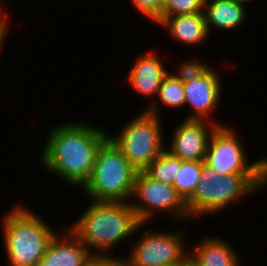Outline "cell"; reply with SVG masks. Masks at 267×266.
Wrapping results in <instances>:
<instances>
[{
	"mask_svg": "<svg viewBox=\"0 0 267 266\" xmlns=\"http://www.w3.org/2000/svg\"><path fill=\"white\" fill-rule=\"evenodd\" d=\"M50 130L40 162L49 173L83 188L92 174L98 148L109 134L81 122L63 123Z\"/></svg>",
	"mask_w": 267,
	"mask_h": 266,
	"instance_id": "6da1fadb",
	"label": "cell"
},
{
	"mask_svg": "<svg viewBox=\"0 0 267 266\" xmlns=\"http://www.w3.org/2000/svg\"><path fill=\"white\" fill-rule=\"evenodd\" d=\"M144 225L138 220L131 202L92 200L91 205L69 229L92 255H108L110 248Z\"/></svg>",
	"mask_w": 267,
	"mask_h": 266,
	"instance_id": "7a4b0ae2",
	"label": "cell"
},
{
	"mask_svg": "<svg viewBox=\"0 0 267 266\" xmlns=\"http://www.w3.org/2000/svg\"><path fill=\"white\" fill-rule=\"evenodd\" d=\"M267 185V174L220 175L202 161L201 181L185 201L189 216L215 214ZM247 194V195H246ZM209 213V214H208Z\"/></svg>",
	"mask_w": 267,
	"mask_h": 266,
	"instance_id": "3957f363",
	"label": "cell"
},
{
	"mask_svg": "<svg viewBox=\"0 0 267 266\" xmlns=\"http://www.w3.org/2000/svg\"><path fill=\"white\" fill-rule=\"evenodd\" d=\"M2 223L3 243L11 266H37L55 231L39 215L20 205L9 210Z\"/></svg>",
	"mask_w": 267,
	"mask_h": 266,
	"instance_id": "277c9868",
	"label": "cell"
},
{
	"mask_svg": "<svg viewBox=\"0 0 267 266\" xmlns=\"http://www.w3.org/2000/svg\"><path fill=\"white\" fill-rule=\"evenodd\" d=\"M136 173L108 137L98 148L92 174L82 189L93 201L131 202Z\"/></svg>",
	"mask_w": 267,
	"mask_h": 266,
	"instance_id": "5b68a950",
	"label": "cell"
},
{
	"mask_svg": "<svg viewBox=\"0 0 267 266\" xmlns=\"http://www.w3.org/2000/svg\"><path fill=\"white\" fill-rule=\"evenodd\" d=\"M154 103L122 127L119 134L108 136L137 172L144 171L166 149L158 103Z\"/></svg>",
	"mask_w": 267,
	"mask_h": 266,
	"instance_id": "8992f818",
	"label": "cell"
},
{
	"mask_svg": "<svg viewBox=\"0 0 267 266\" xmlns=\"http://www.w3.org/2000/svg\"><path fill=\"white\" fill-rule=\"evenodd\" d=\"M234 129L217 126L212 132L204 163L220 175L267 174V157L248 164L245 149Z\"/></svg>",
	"mask_w": 267,
	"mask_h": 266,
	"instance_id": "52a82bcc",
	"label": "cell"
},
{
	"mask_svg": "<svg viewBox=\"0 0 267 266\" xmlns=\"http://www.w3.org/2000/svg\"><path fill=\"white\" fill-rule=\"evenodd\" d=\"M185 104L192 107V114L185 119L208 120L220 101L222 81L212 67L201 61L182 63Z\"/></svg>",
	"mask_w": 267,
	"mask_h": 266,
	"instance_id": "ba28073f",
	"label": "cell"
},
{
	"mask_svg": "<svg viewBox=\"0 0 267 266\" xmlns=\"http://www.w3.org/2000/svg\"><path fill=\"white\" fill-rule=\"evenodd\" d=\"M132 208L141 224H146L156 210L170 212L177 219L190 217L183 198L173 185L152 179L145 171L135 175Z\"/></svg>",
	"mask_w": 267,
	"mask_h": 266,
	"instance_id": "9c48e42d",
	"label": "cell"
},
{
	"mask_svg": "<svg viewBox=\"0 0 267 266\" xmlns=\"http://www.w3.org/2000/svg\"><path fill=\"white\" fill-rule=\"evenodd\" d=\"M181 232L147 231L131 246L129 266H163L183 260L185 250Z\"/></svg>",
	"mask_w": 267,
	"mask_h": 266,
	"instance_id": "30bf717a",
	"label": "cell"
},
{
	"mask_svg": "<svg viewBox=\"0 0 267 266\" xmlns=\"http://www.w3.org/2000/svg\"><path fill=\"white\" fill-rule=\"evenodd\" d=\"M222 124L208 121L184 119L176 126L168 150L181 161H204L212 132Z\"/></svg>",
	"mask_w": 267,
	"mask_h": 266,
	"instance_id": "8fae6325",
	"label": "cell"
},
{
	"mask_svg": "<svg viewBox=\"0 0 267 266\" xmlns=\"http://www.w3.org/2000/svg\"><path fill=\"white\" fill-rule=\"evenodd\" d=\"M66 230L50 240L37 266H88L92 254L68 227Z\"/></svg>",
	"mask_w": 267,
	"mask_h": 266,
	"instance_id": "7c38bea8",
	"label": "cell"
},
{
	"mask_svg": "<svg viewBox=\"0 0 267 266\" xmlns=\"http://www.w3.org/2000/svg\"><path fill=\"white\" fill-rule=\"evenodd\" d=\"M161 60L154 53L137 58L127 79L136 92L150 98L158 94L162 79L169 73Z\"/></svg>",
	"mask_w": 267,
	"mask_h": 266,
	"instance_id": "4fadbf2b",
	"label": "cell"
},
{
	"mask_svg": "<svg viewBox=\"0 0 267 266\" xmlns=\"http://www.w3.org/2000/svg\"><path fill=\"white\" fill-rule=\"evenodd\" d=\"M157 24L167 28L174 41L186 46H198L209 37L204 12L160 17Z\"/></svg>",
	"mask_w": 267,
	"mask_h": 266,
	"instance_id": "5bb4252c",
	"label": "cell"
},
{
	"mask_svg": "<svg viewBox=\"0 0 267 266\" xmlns=\"http://www.w3.org/2000/svg\"><path fill=\"white\" fill-rule=\"evenodd\" d=\"M245 4L234 0H205L204 14L207 31L213 27L230 31L240 27L246 20Z\"/></svg>",
	"mask_w": 267,
	"mask_h": 266,
	"instance_id": "9a60e30c",
	"label": "cell"
},
{
	"mask_svg": "<svg viewBox=\"0 0 267 266\" xmlns=\"http://www.w3.org/2000/svg\"><path fill=\"white\" fill-rule=\"evenodd\" d=\"M202 239L189 253L199 266H240L238 253L226 241L215 236Z\"/></svg>",
	"mask_w": 267,
	"mask_h": 266,
	"instance_id": "2e32d148",
	"label": "cell"
},
{
	"mask_svg": "<svg viewBox=\"0 0 267 266\" xmlns=\"http://www.w3.org/2000/svg\"><path fill=\"white\" fill-rule=\"evenodd\" d=\"M202 161H181L173 186L177 193L186 201L201 181Z\"/></svg>",
	"mask_w": 267,
	"mask_h": 266,
	"instance_id": "e0dca14e",
	"label": "cell"
},
{
	"mask_svg": "<svg viewBox=\"0 0 267 266\" xmlns=\"http://www.w3.org/2000/svg\"><path fill=\"white\" fill-rule=\"evenodd\" d=\"M177 75L168 73L161 81L157 98L163 105L170 107H182L185 105V93L182 78V63L178 67Z\"/></svg>",
	"mask_w": 267,
	"mask_h": 266,
	"instance_id": "ac0fdd59",
	"label": "cell"
},
{
	"mask_svg": "<svg viewBox=\"0 0 267 266\" xmlns=\"http://www.w3.org/2000/svg\"><path fill=\"white\" fill-rule=\"evenodd\" d=\"M179 169L180 159L165 149L144 171L152 179L173 185Z\"/></svg>",
	"mask_w": 267,
	"mask_h": 266,
	"instance_id": "d6986e66",
	"label": "cell"
},
{
	"mask_svg": "<svg viewBox=\"0 0 267 266\" xmlns=\"http://www.w3.org/2000/svg\"><path fill=\"white\" fill-rule=\"evenodd\" d=\"M205 0H165L160 17L204 12Z\"/></svg>",
	"mask_w": 267,
	"mask_h": 266,
	"instance_id": "ffe728a7",
	"label": "cell"
},
{
	"mask_svg": "<svg viewBox=\"0 0 267 266\" xmlns=\"http://www.w3.org/2000/svg\"><path fill=\"white\" fill-rule=\"evenodd\" d=\"M140 14L150 18L154 23L160 20L165 0H131Z\"/></svg>",
	"mask_w": 267,
	"mask_h": 266,
	"instance_id": "44dd1931",
	"label": "cell"
},
{
	"mask_svg": "<svg viewBox=\"0 0 267 266\" xmlns=\"http://www.w3.org/2000/svg\"><path fill=\"white\" fill-rule=\"evenodd\" d=\"M88 266H129L127 258L113 255H92Z\"/></svg>",
	"mask_w": 267,
	"mask_h": 266,
	"instance_id": "7402d4cb",
	"label": "cell"
},
{
	"mask_svg": "<svg viewBox=\"0 0 267 266\" xmlns=\"http://www.w3.org/2000/svg\"><path fill=\"white\" fill-rule=\"evenodd\" d=\"M5 14V15H4ZM7 14L6 13H0V52L2 51V46L4 44L5 37L7 35Z\"/></svg>",
	"mask_w": 267,
	"mask_h": 266,
	"instance_id": "603a6c76",
	"label": "cell"
},
{
	"mask_svg": "<svg viewBox=\"0 0 267 266\" xmlns=\"http://www.w3.org/2000/svg\"><path fill=\"white\" fill-rule=\"evenodd\" d=\"M181 266H199V265L188 254L183 260H181Z\"/></svg>",
	"mask_w": 267,
	"mask_h": 266,
	"instance_id": "cb8c5ba5",
	"label": "cell"
},
{
	"mask_svg": "<svg viewBox=\"0 0 267 266\" xmlns=\"http://www.w3.org/2000/svg\"><path fill=\"white\" fill-rule=\"evenodd\" d=\"M163 266H181V261L175 262V263H171V264H167V265H163Z\"/></svg>",
	"mask_w": 267,
	"mask_h": 266,
	"instance_id": "d4e9b609",
	"label": "cell"
},
{
	"mask_svg": "<svg viewBox=\"0 0 267 266\" xmlns=\"http://www.w3.org/2000/svg\"><path fill=\"white\" fill-rule=\"evenodd\" d=\"M234 1L242 3V4H245V3H248V2L251 3L253 0H234Z\"/></svg>",
	"mask_w": 267,
	"mask_h": 266,
	"instance_id": "484cf974",
	"label": "cell"
}]
</instances>
